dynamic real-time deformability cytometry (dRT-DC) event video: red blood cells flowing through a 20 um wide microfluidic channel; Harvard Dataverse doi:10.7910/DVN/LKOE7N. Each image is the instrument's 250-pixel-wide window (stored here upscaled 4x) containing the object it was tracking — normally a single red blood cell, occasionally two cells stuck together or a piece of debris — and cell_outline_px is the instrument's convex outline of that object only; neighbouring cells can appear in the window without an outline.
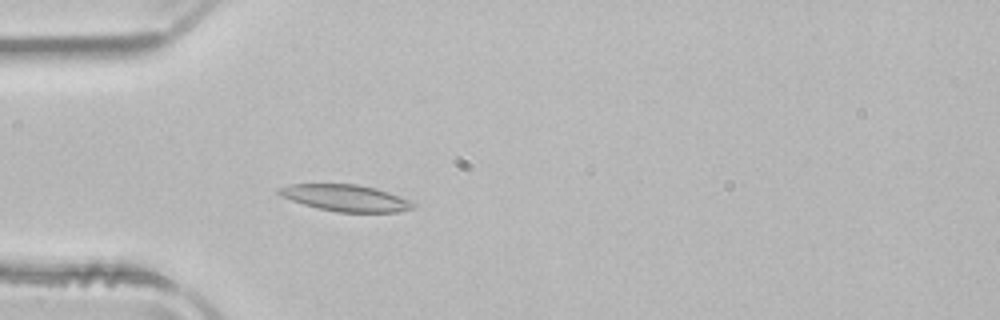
{"species": "common noctule bat (a hibernating species)", "species_latin": "Nyctalus noctula", "temperature_condition": "room temperature", "stored_images_in_passage": 51, "camera_frame_rate_fps": 3000, "um_per_image_px": 0.085, "animal": {"sex": "male", "body_mass_g": 21.5, "forearm_length_mm": 52.0}, "frame": {"image": 1, "passage_image": 15, "time_ms": 4.667, "image_size_px": [1000, 320], "cell_outline_px": [[416, 208], [396, 212], [336, 212], [304, 204], [280, 196], [276, 192], [276, 188], [288, 184], [356, 184], [376, 188], [388, 192], [408, 200], [416, 204]], "centroid_in_image_um": [29.35, 16.82], "position_along_channel_um": 55.6, "area_um2": 20.75}}
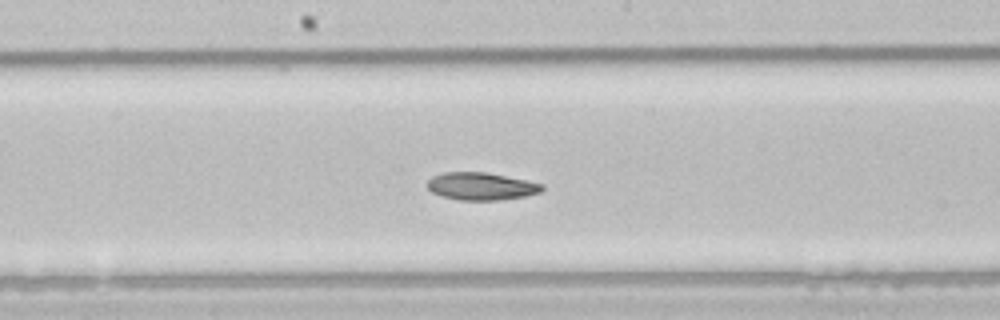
{"frame": {"image": 2, "passage_image": 27, "time_ms": 8.667, "image_size_px": [1000, 320], "cell_outline_px": [[544, 188], [540, 192], [524, 196], [500, 200], [460, 200], [444, 196], [432, 192], [428, 188], [428, 180], [432, 176], [444, 172], [488, 172], [544, 184]], "centroid_in_image_um": [40.91, 15.82], "position_along_channel_um": 207.3, "area_um2": 18.32}}
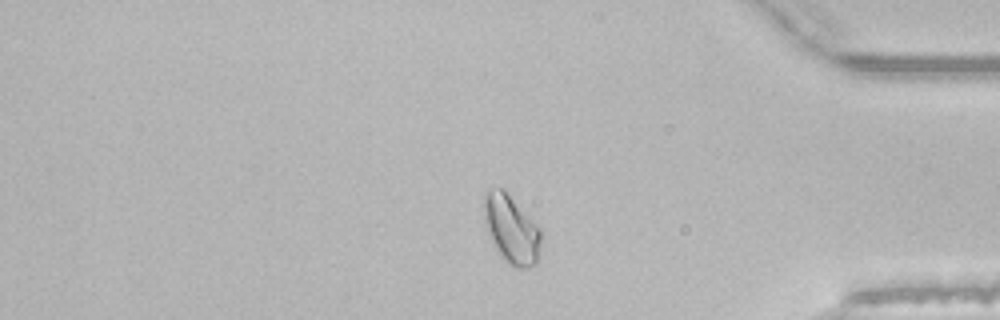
{"frame": {"image": 3, "passage_image": 43, "time_ms": 14.0, "image_size_px": [1000, 320], "cell_outline_px": [[540, 244], [536, 260], [528, 268], [516, 268], [508, 264], [500, 256], [492, 244], [484, 220], [484, 204], [488, 192], [492, 188], [504, 188], [540, 228]], "centroid_in_image_um": [43.45, 19.5], "position_along_channel_um": 391.8, "area_um2": 22.43}}